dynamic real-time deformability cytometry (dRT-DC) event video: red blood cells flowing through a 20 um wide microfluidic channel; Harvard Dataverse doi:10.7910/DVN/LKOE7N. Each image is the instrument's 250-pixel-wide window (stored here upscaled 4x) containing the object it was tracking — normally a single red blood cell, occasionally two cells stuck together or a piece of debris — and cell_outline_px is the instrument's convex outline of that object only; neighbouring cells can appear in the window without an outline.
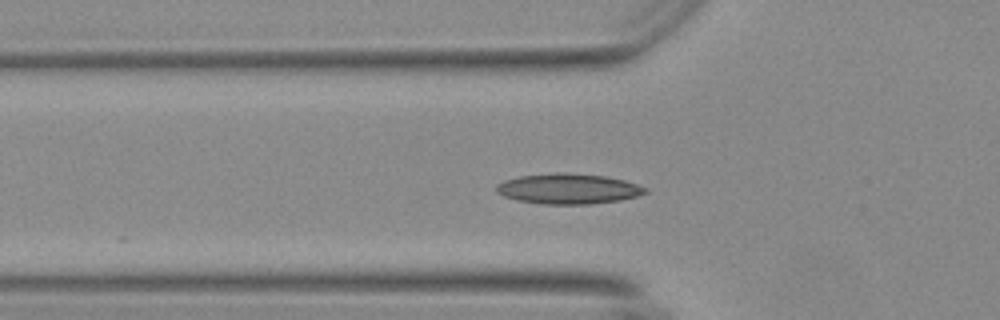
{"species": "Egyptian fruit bat (a non-hibernating species)", "species_latin": "Rousettus aegyptiacus", "temperature_condition": "warm", "stored_images_in_passage": 48, "segment_of_instrument_passage": [1, 2], "camera_frame_rate_fps": 3000, "um_per_image_px": 0.085, "animal": {"sex": "female"}, "frame": {"image": 1, "passage_image": 10, "time_ms": 3.0, "image_size_px": [1000, 320], "cell_outline_px": [[648, 192], [636, 196], [620, 200], [588, 204], [540, 204], [516, 200], [504, 196], [496, 192], [496, 184], [504, 180], [520, 176], [556, 172], [604, 176], [624, 180], [648, 188]], "centroid_in_image_um": [48.28, 16.05], "position_along_channel_um": 77.5, "area_um2": 26.24}}
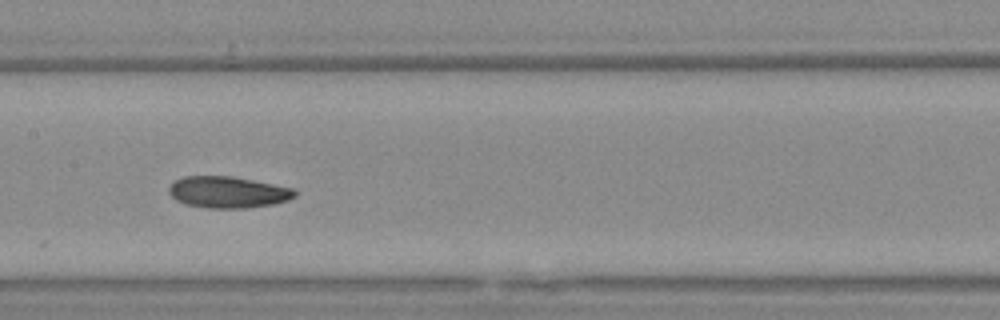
{"frame": {"image": 2, "passage_image": 19, "time_ms": 6.0, "image_size_px": [1000, 320], "cell_outline_px": [[296, 196], [288, 200], [272, 204], [244, 208], [208, 208], [184, 204], [176, 200], [168, 192], [168, 188], [176, 180], [184, 176], [232, 176], [296, 188]], "centroid_in_image_um": [19.39, 16.33], "position_along_channel_um": 188.0, "area_um2": 23.18}}
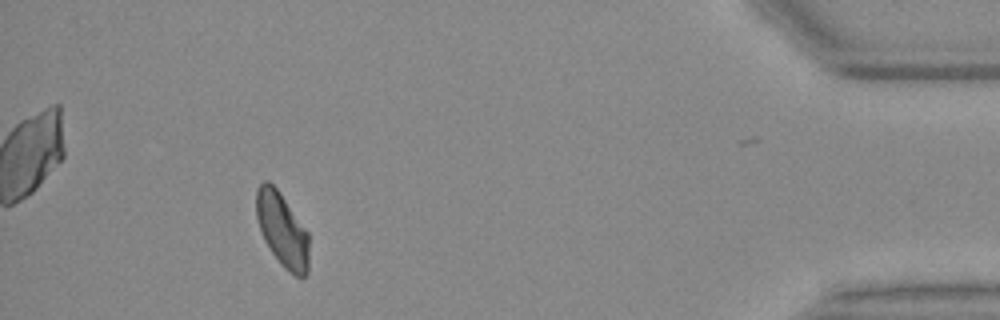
{"frame": {"image": 3, "passage_image": 42, "time_ms": 13.667, "image_size_px": [1000, 320], "cell_outline_px": [[308, 272], [304, 276], [296, 276], [288, 272], [280, 264], [264, 240], [256, 216], [256, 188], [264, 180], [268, 180], [276, 188], [308, 232]], "centroid_in_image_um": [23.97, 19.53], "position_along_channel_um": 411.2, "area_um2": 22.48}}